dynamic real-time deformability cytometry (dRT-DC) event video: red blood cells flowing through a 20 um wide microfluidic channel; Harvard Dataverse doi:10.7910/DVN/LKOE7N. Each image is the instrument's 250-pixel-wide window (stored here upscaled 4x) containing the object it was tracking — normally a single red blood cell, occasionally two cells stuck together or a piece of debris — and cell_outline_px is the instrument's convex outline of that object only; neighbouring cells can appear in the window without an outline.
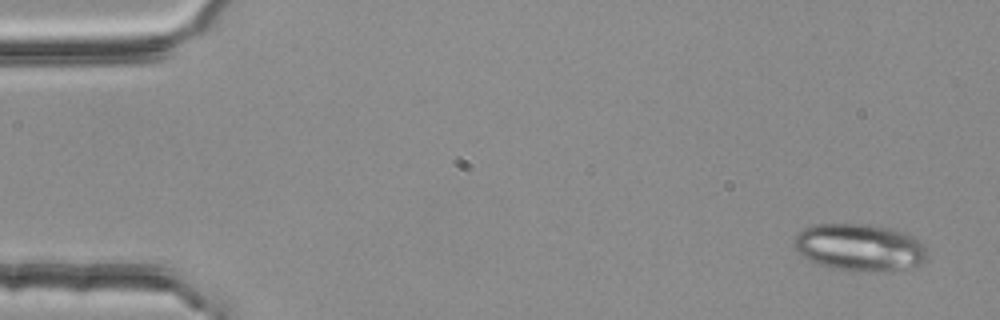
{"species": "common noctule bat (a hibernating species)", "species_latin": "Nyctalus noctula", "temperature_condition": "room temperature", "stored_images_in_passage": 5, "segment_of_instrument_passage": [1, 2], "camera_frame_rate_fps": 3000, "um_per_image_px": 0.085, "animal": {"sex": "female", "body_mass_g": 25.1}, "frame": {"image": 1, "passage_image": 1, "time_ms": 0.0, "image_size_px": [1000, 320], "cell_outline_px": [[928, 256], [924, 260], [916, 264], [900, 268], [868, 272], [832, 268], [820, 264], [804, 256], [796, 248], [796, 236], [804, 228], [816, 224], [872, 224], [892, 228], [904, 232], [912, 236], [924, 248]], "centroid_in_image_um": [73.06, 21.0], "position_along_channel_um": 11.9, "area_um2": 35.66}}